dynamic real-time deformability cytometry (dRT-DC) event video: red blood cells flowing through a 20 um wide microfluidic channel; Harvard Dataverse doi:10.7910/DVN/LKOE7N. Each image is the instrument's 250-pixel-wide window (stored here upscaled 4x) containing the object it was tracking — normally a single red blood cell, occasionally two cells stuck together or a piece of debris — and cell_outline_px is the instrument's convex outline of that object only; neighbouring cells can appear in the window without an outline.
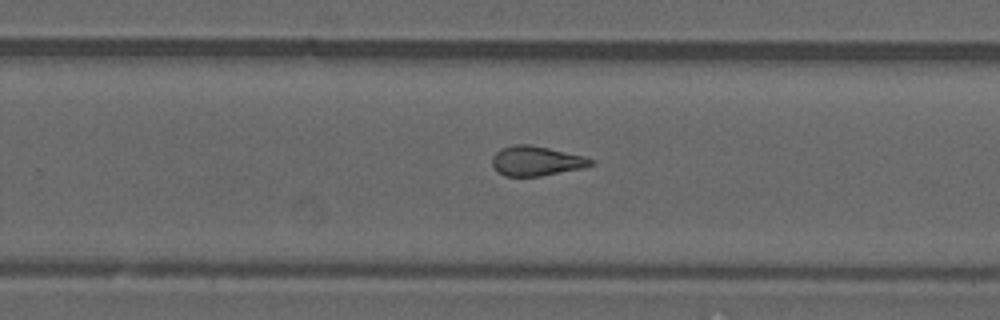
{"species": "common noctule bat (a hibernating species)", "species_latin": "Nyctalus noctula", "temperature_condition": "warm", "stored_images_in_passage": 31, "camera_frame_rate_fps": 3000, "um_per_image_px": 0.085, "animal": {"sex": "male", "forearm_length_mm": 52.5}, "frame": {"image": 1, "passage_image": 22, "time_ms": 7.0, "image_size_px": [1000, 320], "cell_outline_px": [[596, 164], [584, 168], [540, 176], [504, 176], [496, 172], [492, 164], [492, 156], [500, 148], [512, 144], [528, 144], [548, 148], [584, 156], [596, 160]], "centroid_in_image_um": [45.59, 13.68], "position_along_channel_um": 284.2, "area_um2": 17.34}}